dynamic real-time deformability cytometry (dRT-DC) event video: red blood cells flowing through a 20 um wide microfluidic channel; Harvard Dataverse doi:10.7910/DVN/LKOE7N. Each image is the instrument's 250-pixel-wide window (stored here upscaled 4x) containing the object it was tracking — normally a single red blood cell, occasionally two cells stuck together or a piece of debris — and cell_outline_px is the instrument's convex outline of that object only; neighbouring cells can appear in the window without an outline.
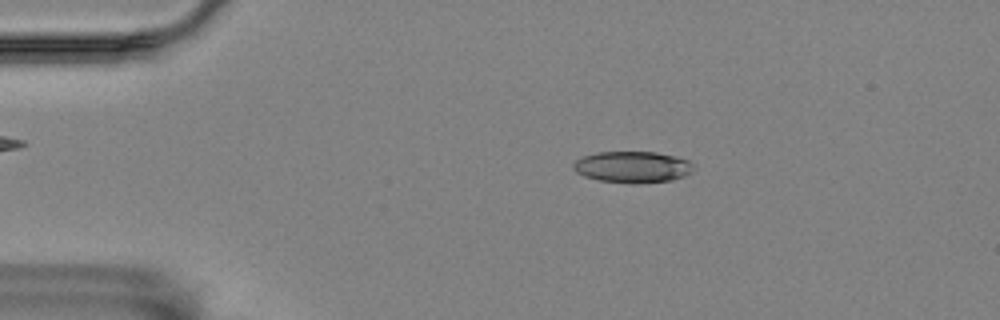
{"species": "Egyptian fruit bat (a non-hibernating species)", "species_latin": "Rousettus aegyptiacus", "temperature_condition": "room temperature", "stored_images_in_passage": 54, "camera_frame_rate_fps": 3000, "um_per_image_px": 0.085, "animal": {"sex": "female"}, "frame": {"image": 1, "passage_image": 8, "time_ms": 2.333, "image_size_px": [1000, 320], "cell_outline_px": [[692, 172], [684, 176], [672, 180], [632, 184], [600, 180], [584, 176], [576, 172], [572, 168], [572, 164], [576, 160], [584, 156], [596, 152], [656, 152], [676, 156], [688, 160], [692, 164]], "centroid_in_image_um": [53.75, 14.19], "position_along_channel_um": 31.2, "area_um2": 22.02}}
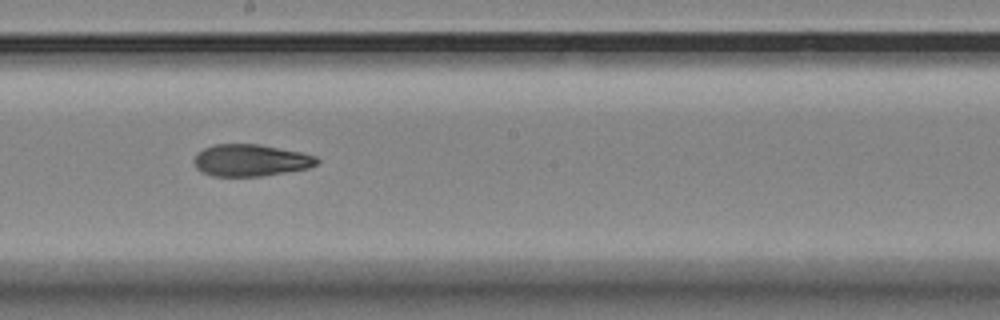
{"frame": {"image": 2, "passage_image": 29, "time_ms": 9.333, "image_size_px": [1000, 320], "cell_outline_px": [[320, 160], [316, 164], [308, 168], [260, 176], [212, 176], [196, 168], [192, 160], [196, 152], [212, 144], [260, 144], [300, 152], [316, 156]], "centroid_in_image_um": [21.26, 13.61], "position_along_channel_um": 226.9, "area_um2": 22.89}}
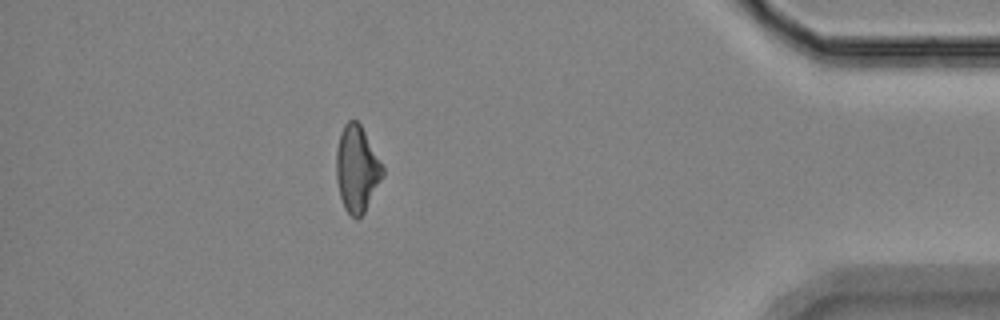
{"frame": {"image": 3, "passage_image": 48, "time_ms": 15.667, "image_size_px": [1000, 320], "cell_outline_px": [[384, 176], [364, 212], [356, 220], [344, 208], [340, 196], [336, 180], [336, 152], [340, 132], [344, 124], [348, 120], [356, 120], [360, 124], [384, 168]], "centroid_in_image_um": [30.32, 14.36], "position_along_channel_um": 404.9, "area_um2": 23.24}, "authors_computed_cell_mechanics": {"area_um2": 23.2645, "velocity_mm_per_s": 3.4884, "shape_relaxation_time_tau1_ms": null, "shape_relaxation_time_tau2_ms": 4.0935, "deformation_change_tau1": null, "deformation_change_tau2": 0.1179}}